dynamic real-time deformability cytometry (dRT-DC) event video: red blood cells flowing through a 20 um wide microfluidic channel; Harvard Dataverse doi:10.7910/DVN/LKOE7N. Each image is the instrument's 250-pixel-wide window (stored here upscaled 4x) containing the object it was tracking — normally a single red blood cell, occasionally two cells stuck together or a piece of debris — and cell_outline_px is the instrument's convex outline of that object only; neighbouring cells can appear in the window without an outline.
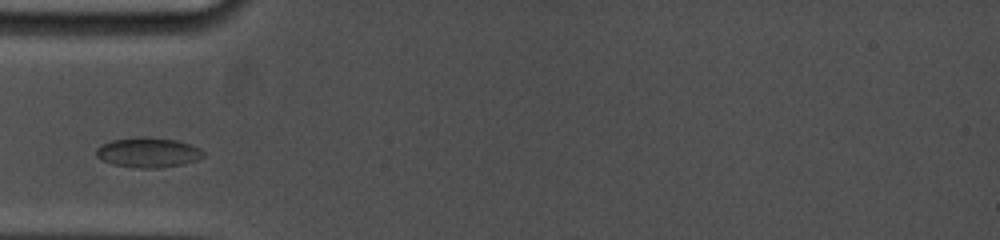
{"species": "common noctule bat (a hibernating species)", "species_latin": "Nyctalus noctula", "temperature_condition": "cold", "stored_images_in_passage": 5, "camera_frame_rate_fps": 5000, "um_per_image_px": 0.085, "animal": {"sex": "female", "body_mass_g": 19.0, "forearm_length_mm": 53.3}, "frame": {"image": 1, "passage_image": 2, "time_ms": 1.2, "image_size_px": [1000, 240], "cell_outline_px": [[204, 156], [196, 160], [184, 164], [160, 168], [136, 168], [112, 164], [96, 156], [96, 148], [100, 144], [112, 140], [136, 136], [144, 136], [176, 140], [192, 144], [200, 148], [204, 152]], "centroid_in_image_um": [12.59, 12.95], "position_along_channel_um": 72.4, "area_um2": 18.96}}
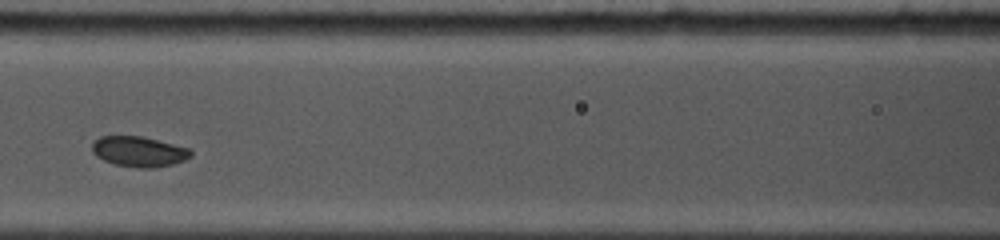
{"frame": {"image": 2, "passage_image": 4, "time_ms": 3.4, "image_size_px": [1000, 240], "cell_outline_px": [[192, 156], [184, 160], [172, 164], [156, 168], [136, 168], [112, 164], [96, 156], [92, 152], [92, 144], [100, 136], [140, 136], [192, 148]], "centroid_in_image_um": [11.83, 12.89], "position_along_channel_um": 154.8, "area_um2": 17.63}}
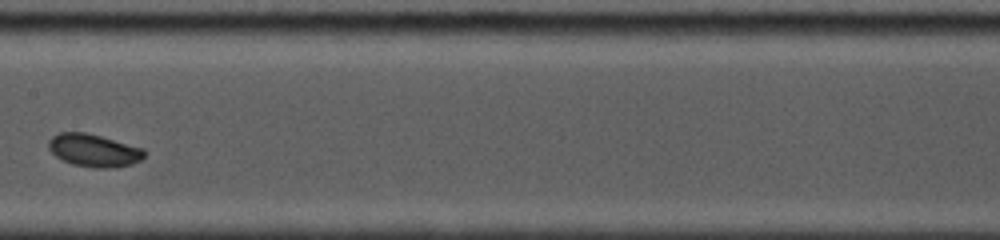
{"frame": {"image": 3, "passage_image": 5, "time_ms": 4.6, "image_size_px": [1000, 240], "cell_outline_px": [[148, 152], [140, 160], [132, 164], [108, 168], [96, 168], [72, 164], [56, 156], [48, 148], [48, 140], [52, 136], [60, 132], [84, 132], [100, 136], [144, 148]], "centroid_in_image_um": [7.98, 12.78], "position_along_channel_um": 199.4, "area_um2": 18.21}}